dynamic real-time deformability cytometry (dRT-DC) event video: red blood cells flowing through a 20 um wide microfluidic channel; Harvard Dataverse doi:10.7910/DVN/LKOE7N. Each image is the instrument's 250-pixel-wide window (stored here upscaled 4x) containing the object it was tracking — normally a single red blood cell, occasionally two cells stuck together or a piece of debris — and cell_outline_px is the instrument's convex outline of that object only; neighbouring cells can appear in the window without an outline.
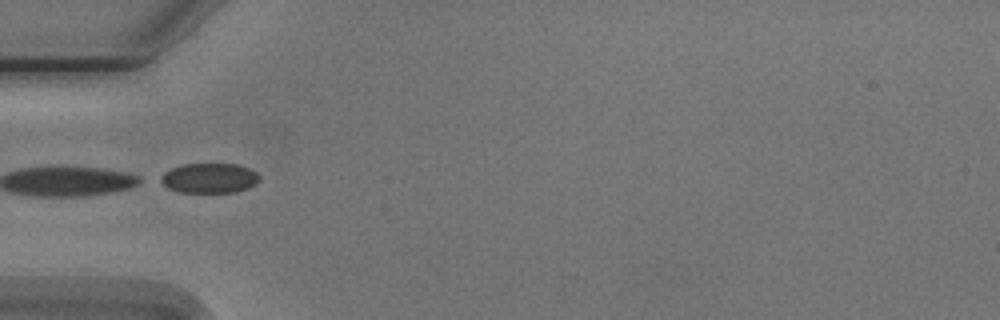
{"species": "Egyptian fruit bat (a non-hibernating species)", "species_latin": "Rousettus aegyptiacus", "temperature_condition": "cold", "stored_images_in_passage": 6, "camera_frame_rate_fps": 3000, "um_per_image_px": 0.085, "animal": {"sex": "male"}, "frame": {"image": 1, "passage_image": 4, "time_ms": 4.333, "image_size_px": [1000, 320], "cell_outline_px": [[260, 180], [256, 184], [248, 188], [236, 192], [176, 192], [168, 188], [156, 180], [156, 176], [172, 168], [184, 164], [236, 164], [248, 168], [256, 172], [260, 176]], "centroid_in_image_um": [17.74, 15.14], "position_along_channel_um": 67.3, "area_um2": 17.51}}
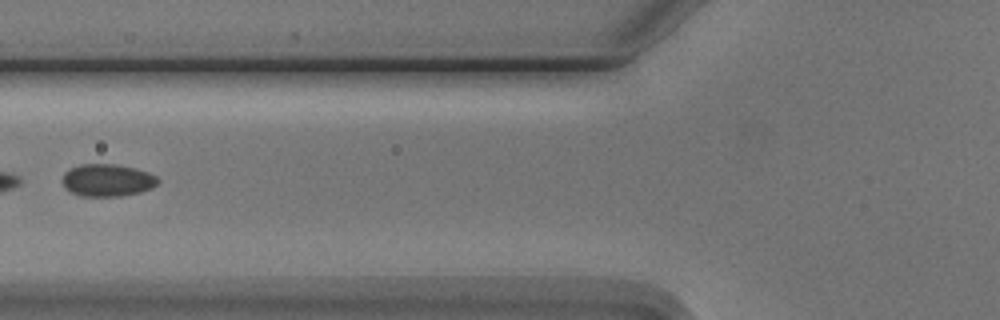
{"frame": {"image": 2, "passage_image": 5, "time_ms": 5.667, "image_size_px": [1000, 320], "cell_outline_px": [[160, 180], [152, 188], [140, 192], [120, 196], [80, 196], [68, 192], [64, 188], [60, 180], [64, 172], [68, 168], [80, 164], [116, 164], [136, 168], [148, 172], [156, 176]], "centroid_in_image_um": [9.06, 15.31], "position_along_channel_um": 116.7, "area_um2": 18.44}}
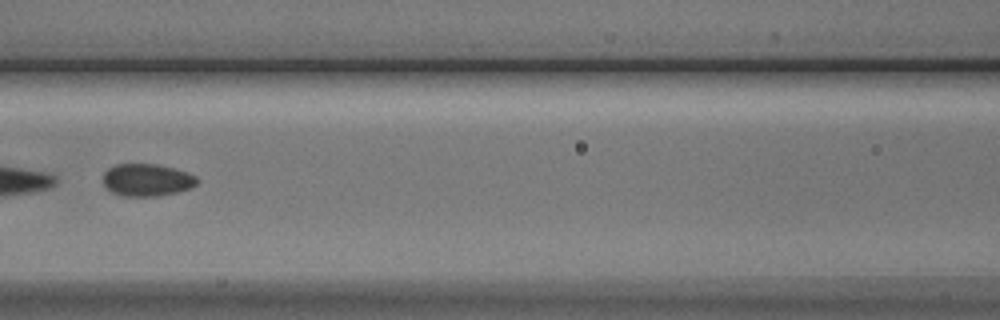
{"frame": {"image": 3, "passage_image": 6, "time_ms": 6.667, "image_size_px": [1000, 320], "cell_outline_px": [[200, 180], [196, 184], [188, 188], [176, 192], [156, 196], [124, 196], [112, 192], [104, 184], [104, 172], [108, 168], [116, 164], [156, 164], [188, 172], [196, 176]], "centroid_in_image_um": [12.49, 15.29], "position_along_channel_um": 154.1, "area_um2": 17.57}}